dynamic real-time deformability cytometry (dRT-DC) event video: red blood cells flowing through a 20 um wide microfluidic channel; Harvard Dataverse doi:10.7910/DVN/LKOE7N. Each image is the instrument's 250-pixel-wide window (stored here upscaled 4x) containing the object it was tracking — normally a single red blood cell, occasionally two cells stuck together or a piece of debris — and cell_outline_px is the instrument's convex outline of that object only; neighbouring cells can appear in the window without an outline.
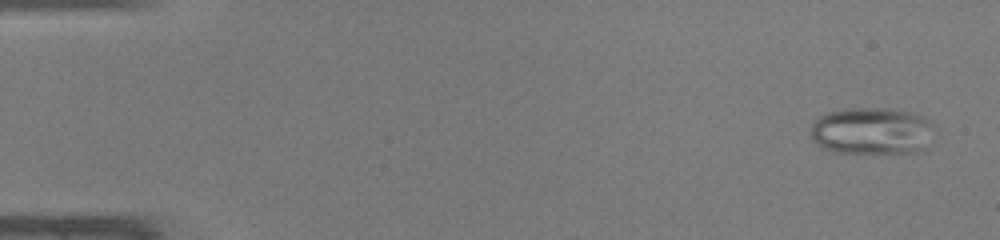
{"species": "common noctule bat (a hibernating species)", "species_latin": "Nyctalus noctula", "temperature_condition": "warm", "stored_images_in_passage": 46, "segment_of_instrument_passage": [1, 2], "camera_frame_rate_fps": 3000, "um_per_image_px": 0.085, "animal": {"sex": "male", "body_mass_g": 19.0, "forearm_length_mm": 50.8}, "frame": {"image": 1, "passage_image": 3, "time_ms": 0.667, "image_size_px": [1000, 240], "cell_outline_px": [[932, 124], [924, 148], [916, 152], [836, 152], [824, 148], [812, 140], [812, 124], [820, 116], [828, 112], [848, 108], [888, 108], [912, 112], [924, 116]], "centroid_in_image_um": [74.07, 11.11], "position_along_channel_um": 10.9, "area_um2": 33.35}}